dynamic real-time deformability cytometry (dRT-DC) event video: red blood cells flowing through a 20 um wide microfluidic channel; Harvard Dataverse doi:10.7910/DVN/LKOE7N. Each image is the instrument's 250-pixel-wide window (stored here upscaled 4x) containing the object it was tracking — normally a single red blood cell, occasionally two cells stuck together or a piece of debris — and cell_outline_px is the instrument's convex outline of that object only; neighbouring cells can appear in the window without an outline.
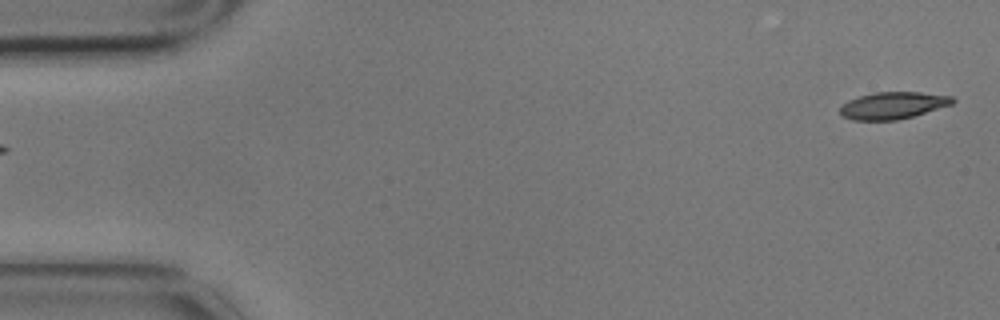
{"species": "common noctule bat (a hibernating species)", "species_latin": "Nyctalus noctula", "temperature_condition": "cold", "stored_images_in_passage": 6, "segment_of_instrument_passage": [2, 2], "camera_frame_rate_fps": 3000, "um_per_image_px": 0.085, "animal": {"sex": "male", "body_mass_g": 17.9}, "frame": {"image": 1, "passage_image": 6, "time_ms": 1.667, "image_size_px": [1000, 320], "cell_outline_px": [[956, 100], [952, 104], [912, 116], [896, 120], [852, 120], [840, 116], [840, 108], [848, 100], [872, 92], [920, 92], [952, 96]], "centroid_in_image_um": [75.87, 8.96], "position_along_channel_um": 9.1, "area_um2": 17.63}}